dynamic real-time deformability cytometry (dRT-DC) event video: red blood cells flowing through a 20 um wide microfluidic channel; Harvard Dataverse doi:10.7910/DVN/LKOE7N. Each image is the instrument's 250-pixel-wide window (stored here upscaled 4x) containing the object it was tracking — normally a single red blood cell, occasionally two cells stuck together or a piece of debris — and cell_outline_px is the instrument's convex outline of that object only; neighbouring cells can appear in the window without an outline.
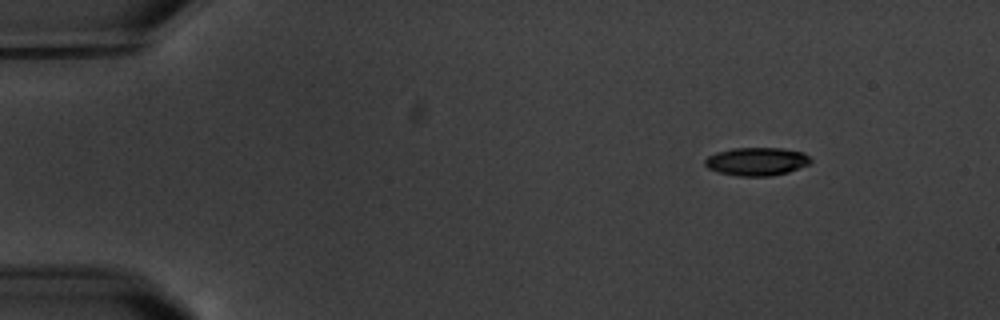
{"species": "common noctule bat (a hibernating species)", "species_latin": "Nyctalus noctula", "temperature_condition": "warm", "stored_images_in_passage": 5, "camera_frame_rate_fps": 3000, "um_per_image_px": 0.085, "animal": {"sex": "male", "body_mass_g": 20.1, "forearm_length_mm": 53.5}, "frame": {"image": 1, "passage_image": 1, "time_ms": 0.0, "image_size_px": [1000, 320], "cell_outline_px": [[812, 160], [808, 164], [788, 172], [772, 176], [736, 176], [720, 172], [708, 168], [704, 164], [704, 160], [708, 156], [716, 152], [732, 148], [784, 148], [804, 152]], "centroid_in_image_um": [64.31, 13.72], "position_along_channel_um": 20.7, "area_um2": 17.4}}
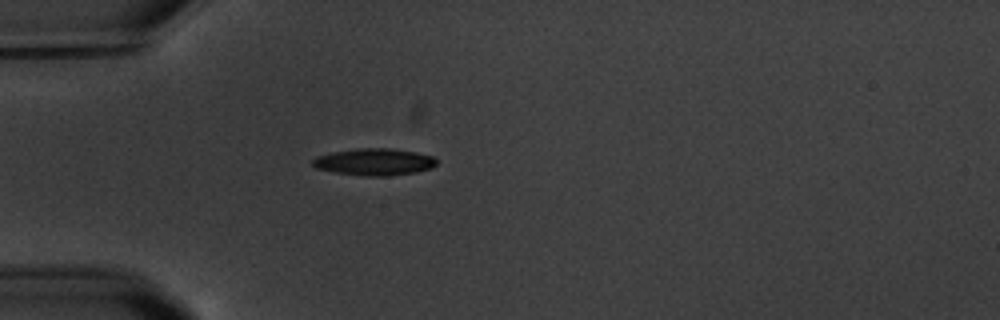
{"frame": {"image": 2, "passage_image": 4, "time_ms": 3.333, "image_size_px": [1000, 320], "cell_outline_px": [[436, 164], [432, 168], [416, 172], [388, 176], [364, 176], [336, 172], [316, 168], [312, 164], [312, 160], [316, 156], [332, 152], [356, 148], [388, 148], [416, 152], [432, 156], [436, 160]], "centroid_in_image_um": [31.81, 13.76], "position_along_channel_um": 53.2, "area_um2": 19.42}}